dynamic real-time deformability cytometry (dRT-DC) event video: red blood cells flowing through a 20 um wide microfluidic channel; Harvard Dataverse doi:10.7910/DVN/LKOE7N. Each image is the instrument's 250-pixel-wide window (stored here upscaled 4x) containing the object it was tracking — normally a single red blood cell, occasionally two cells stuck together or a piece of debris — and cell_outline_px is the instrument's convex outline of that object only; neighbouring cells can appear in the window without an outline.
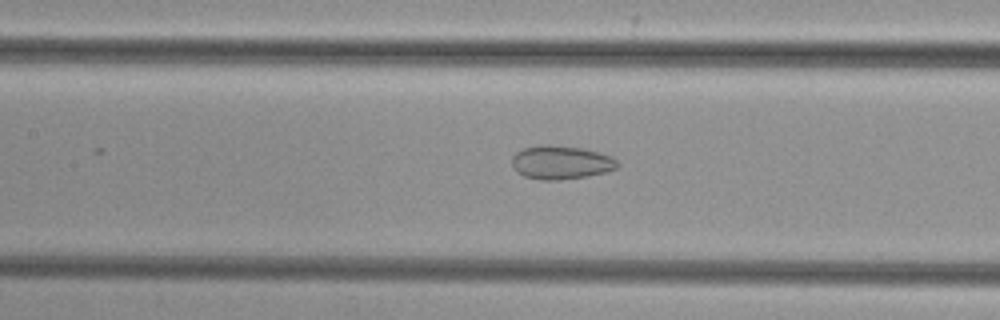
{"species": "common noctule bat (a hibernating species)", "species_latin": "Nyctalus noctula", "temperature_condition": "cold", "stored_images_in_passage": 37, "camera_frame_rate_fps": 3000, "um_per_image_px": 0.085, "animal": {"sex": "female", "body_mass_g": 29.2, "forearm_length_mm": 56.3}, "frame": {"image": 1, "passage_image": 23, "time_ms": 7.333, "image_size_px": [1000, 320], "cell_outline_px": [[620, 164], [616, 168], [608, 172], [588, 176], [560, 180], [540, 180], [524, 176], [516, 172], [512, 168], [512, 156], [516, 152], [524, 148], [540, 144], [548, 144], [580, 148], [600, 152], [612, 156]], "centroid_in_image_um": [47.68, 13.81], "position_along_channel_um": 159.7, "area_um2": 20.98}}
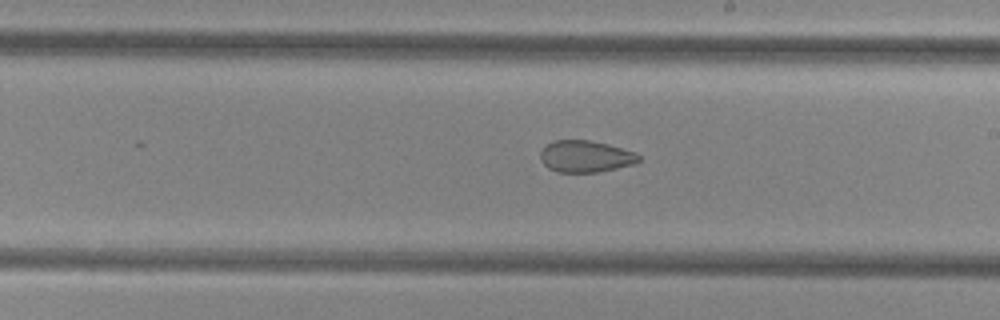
{"frame": {"image": 2, "passage_image": 29, "time_ms": 9.333, "image_size_px": [1000, 320], "cell_outline_px": [[640, 160], [636, 164], [596, 172], [556, 172], [548, 168], [540, 160], [540, 152], [552, 140], [588, 140], [608, 144], [636, 152], [640, 156]], "centroid_in_image_um": [49.78, 13.29], "position_along_channel_um": 239.2, "area_um2": 18.26}}
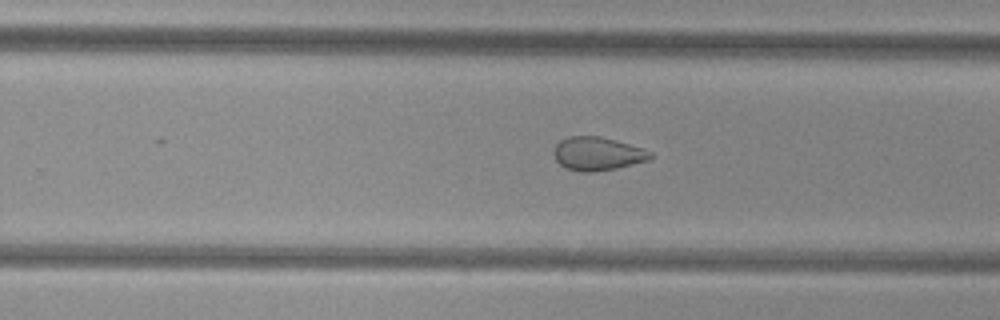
{"frame": {"image": 3, "passage_image": 32, "time_ms": 10.333, "image_size_px": [1000, 320], "cell_outline_px": [[652, 156], [648, 160], [616, 168], [592, 172], [580, 172], [568, 168], [560, 164], [556, 160], [552, 152], [556, 144], [560, 140], [568, 136], [600, 136], [616, 140], [644, 148], [652, 152]], "centroid_in_image_um": [50.77, 13.05], "position_along_channel_um": 279.0, "area_um2": 18.84}}